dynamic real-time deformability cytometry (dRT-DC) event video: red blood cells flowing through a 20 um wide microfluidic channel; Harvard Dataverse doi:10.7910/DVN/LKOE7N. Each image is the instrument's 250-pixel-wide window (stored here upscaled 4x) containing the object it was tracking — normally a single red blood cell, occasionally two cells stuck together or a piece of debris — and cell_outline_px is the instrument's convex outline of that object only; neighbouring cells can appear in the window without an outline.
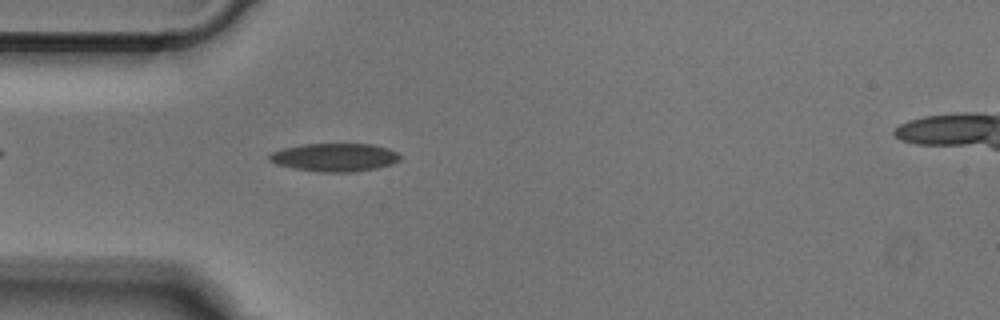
{"species": "Egyptian fruit bat (a non-hibernating species)", "species_latin": "Rousettus aegyptiacus", "temperature_condition": "cold", "stored_images_in_passage": 37, "camera_frame_rate_fps": 3000, "um_per_image_px": 0.085, "animal": {"sex": "male"}, "frame": {"image": 1, "passage_image": 1, "time_ms": 0.0, "image_size_px": [1000, 320], "cell_outline_px": [[400, 160], [392, 164], [376, 168], [356, 172], [316, 172], [276, 164], [268, 160], [268, 156], [272, 152], [284, 148], [304, 144], [372, 144], [388, 148], [396, 152], [400, 156]], "centroid_in_image_um": [28.46, 13.38], "position_along_channel_um": 56.5, "area_um2": 21.44}}
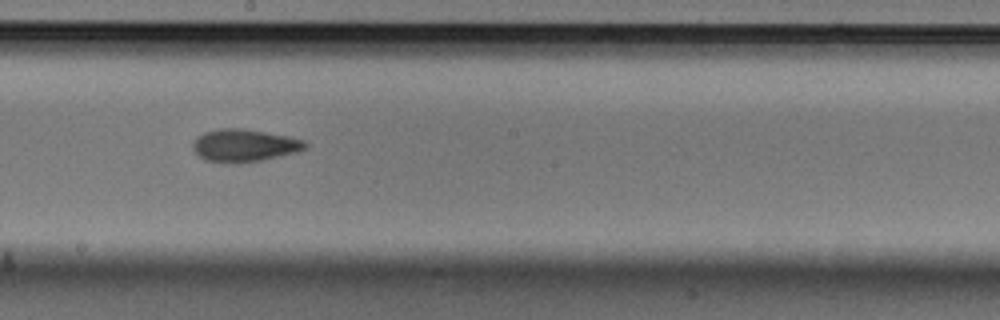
{"frame": {"image": 2, "passage_image": 14, "time_ms": 4.333, "image_size_px": [1000, 320], "cell_outline_px": [[308, 148], [296, 152], [264, 160], [236, 164], [232, 164], [204, 160], [192, 148], [192, 144], [196, 136], [204, 132], [220, 128], [240, 128], [288, 136], [304, 140], [308, 144]], "centroid_in_image_um": [20.76, 12.37], "position_along_channel_um": 227.4, "area_um2": 21.56}}
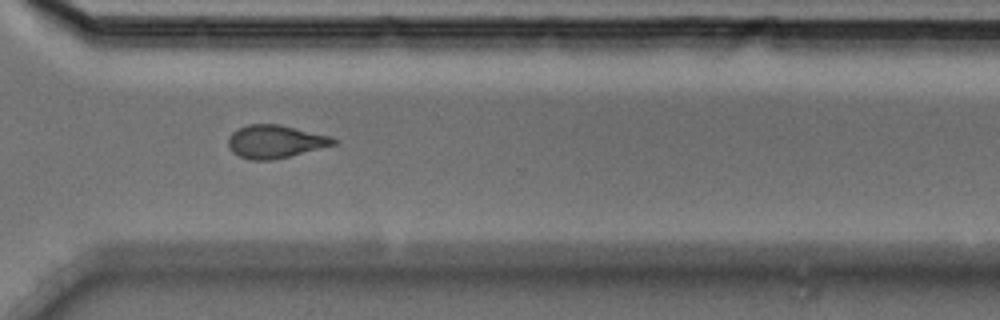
{"frame": {"image": 3, "passage_image": 23, "time_ms": 7.333, "image_size_px": [1000, 320], "cell_outline_px": [[340, 140], [336, 144], [272, 160], [252, 160], [240, 156], [232, 152], [228, 144], [228, 136], [232, 132], [248, 124], [280, 124], [332, 136]], "centroid_in_image_um": [23.41, 12.02], "position_along_channel_um": 347.2, "area_um2": 20.23}}